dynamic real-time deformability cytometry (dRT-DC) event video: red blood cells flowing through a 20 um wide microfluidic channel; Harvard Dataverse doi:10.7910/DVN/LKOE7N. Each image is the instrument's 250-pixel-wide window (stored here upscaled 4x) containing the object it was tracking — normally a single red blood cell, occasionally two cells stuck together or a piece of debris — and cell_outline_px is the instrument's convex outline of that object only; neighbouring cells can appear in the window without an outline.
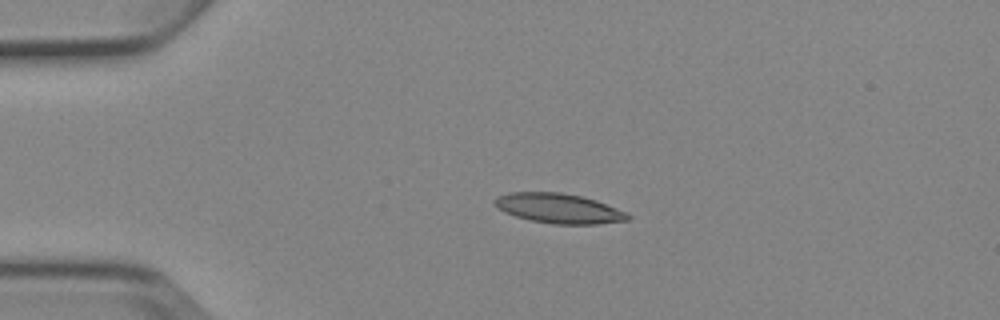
{"species": "Egyptian fruit bat (a non-hibernating species)", "species_latin": "Rousettus aegyptiacus", "temperature_condition": "cold", "stored_images_in_passage": 4, "camera_frame_rate_fps": 3000, "um_per_image_px": 0.085, "animal": {"sex": "female"}, "frame": {"image": 1, "passage_image": 3, "time_ms": 2.667, "image_size_px": [1000, 320], "cell_outline_px": [[632, 216], [628, 220], [600, 224], [552, 224], [532, 220], [516, 216], [504, 212], [496, 208], [492, 204], [492, 200], [496, 196], [508, 192], [560, 192], [580, 196], [596, 200], [628, 212]], "centroid_in_image_um": [47.47, 17.71], "position_along_channel_um": 37.5, "area_um2": 23.41}}